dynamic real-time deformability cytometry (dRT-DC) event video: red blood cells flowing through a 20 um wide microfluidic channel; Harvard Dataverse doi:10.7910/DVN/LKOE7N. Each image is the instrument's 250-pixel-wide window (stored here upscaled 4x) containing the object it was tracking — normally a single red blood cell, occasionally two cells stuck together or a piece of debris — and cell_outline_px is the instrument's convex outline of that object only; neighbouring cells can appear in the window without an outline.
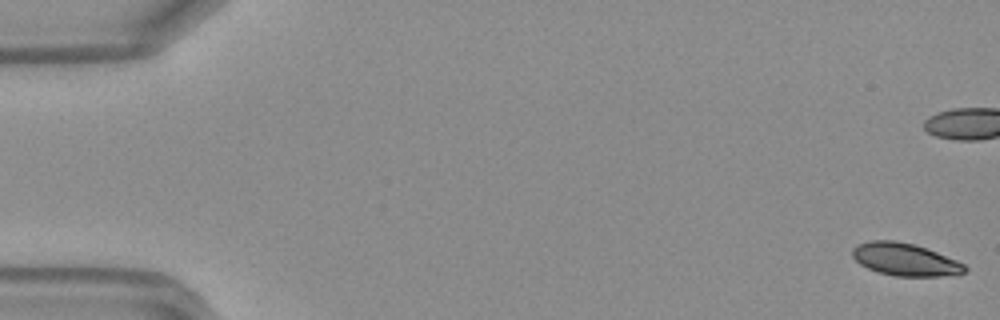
{"species": "Egyptian fruit bat (a non-hibernating species)", "species_latin": "Rousettus aegyptiacus", "temperature_condition": "warm", "stored_images_in_passage": 50, "camera_frame_rate_fps": 3000, "um_per_image_px": 0.085, "frame": {"image": 1, "passage_image": 1, "time_ms": 0.0, "image_size_px": [1000, 320], "cell_outline_px": [[968, 268], [964, 272], [956, 276], [896, 276], [880, 272], [868, 268], [860, 264], [852, 256], [852, 248], [856, 244], [868, 240], [896, 240], [912, 244], [936, 252], [956, 260], [964, 264]], "centroid_in_image_um": [76.92, 22.05], "position_along_channel_um": 8.1, "area_um2": 21.33}}
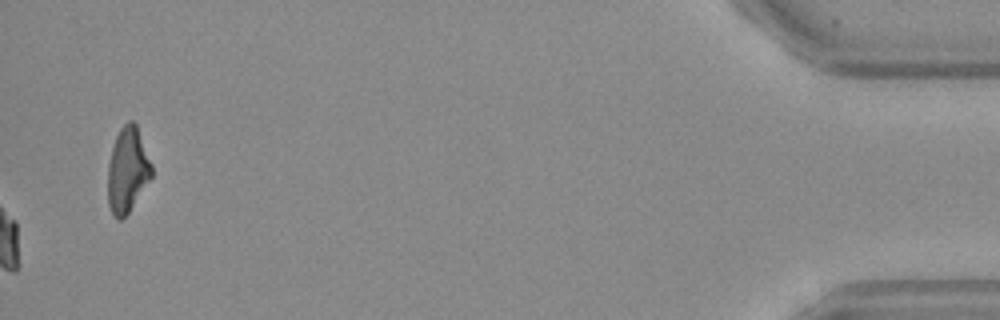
{"frame": {"image": 2, "passage_image": 50, "time_ms": 16.333, "image_size_px": [1000, 320], "cell_outline_px": [[152, 176], [128, 212], [120, 220], [116, 220], [108, 204], [108, 164], [112, 148], [116, 136], [120, 128], [128, 120], [132, 120], [136, 124], [152, 164]], "centroid_in_image_um": [10.83, 14.43], "position_along_channel_um": 424.4, "area_um2": 21.5}, "authors_computed_cell_mechanics": {"area_um2": 22.6865, "velocity_mm_per_s": 4.1833, "shape_relaxation_time_tau1_ms": 7.9293, "shape_relaxation_time_tau2_ms": 5.7032, "deformation_change_tau1": 0.1554, "deformation_change_tau2": 0.1133}}